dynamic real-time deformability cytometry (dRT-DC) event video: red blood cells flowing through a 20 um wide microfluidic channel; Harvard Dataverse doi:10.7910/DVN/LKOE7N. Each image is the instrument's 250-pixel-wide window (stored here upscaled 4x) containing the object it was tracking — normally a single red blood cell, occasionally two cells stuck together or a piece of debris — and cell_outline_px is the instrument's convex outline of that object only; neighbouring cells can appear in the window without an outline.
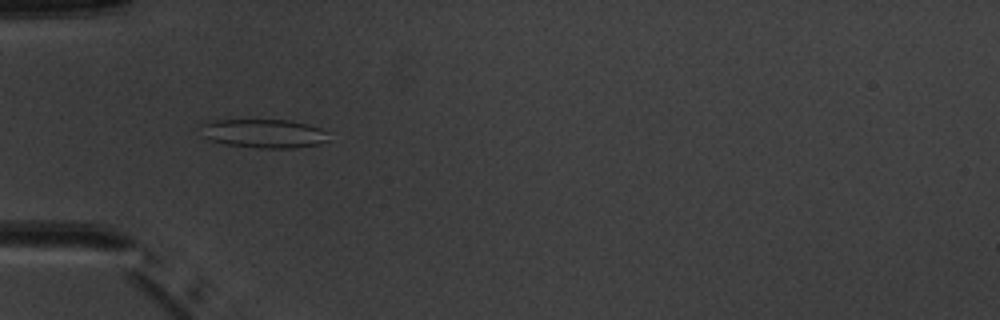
{"species": "common noctule bat (a hibernating species)", "species_latin": "Nyctalus noctula", "temperature_condition": "warm", "stored_images_in_passage": 5, "camera_frame_rate_fps": 3000, "um_per_image_px": 0.085, "animal": {"sex": "male", "body_mass_g": 20.1, "forearm_length_mm": 53.5}, "frame": {"image": 1, "passage_image": 4, "time_ms": 3.667, "image_size_px": [1000, 320], "cell_outline_px": [[328, 140], [320, 144], [296, 148], [260, 148], [224, 144], [212, 140], [204, 136], [200, 124], [208, 120], [288, 120], [308, 124], [320, 128], [328, 132]], "centroid_in_image_um": [22.44, 11.34], "position_along_channel_um": 62.6, "area_um2": 21.56}}